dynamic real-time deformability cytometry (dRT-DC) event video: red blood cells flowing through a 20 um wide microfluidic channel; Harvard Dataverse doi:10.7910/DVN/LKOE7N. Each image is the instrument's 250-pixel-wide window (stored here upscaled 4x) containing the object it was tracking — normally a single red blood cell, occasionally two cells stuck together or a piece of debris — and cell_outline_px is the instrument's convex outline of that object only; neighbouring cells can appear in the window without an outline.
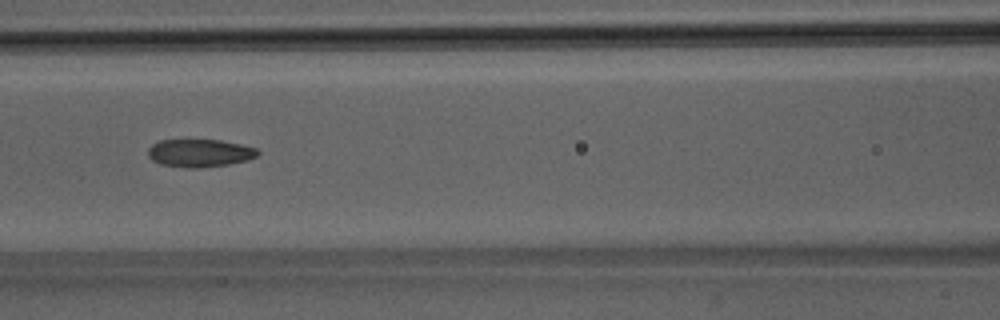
{"species": "Egyptian fruit bat (a non-hibernating species)", "species_latin": "Rousettus aegyptiacus", "temperature_condition": "room temperature", "stored_images_in_passage": 51, "camera_frame_rate_fps": 3000, "um_per_image_px": 0.085, "animal": {"sex": "male"}, "frame": {"image": 1, "passage_image": 23, "time_ms": 7.333, "image_size_px": [1000, 320], "cell_outline_px": [[260, 152], [256, 156], [248, 160], [228, 164], [196, 168], [188, 168], [160, 164], [152, 160], [148, 156], [148, 148], [152, 144], [160, 140], [220, 140], [240, 144], [256, 148]], "centroid_in_image_um": [16.96, 13.01], "position_along_channel_um": 149.6, "area_um2": 17.74}}
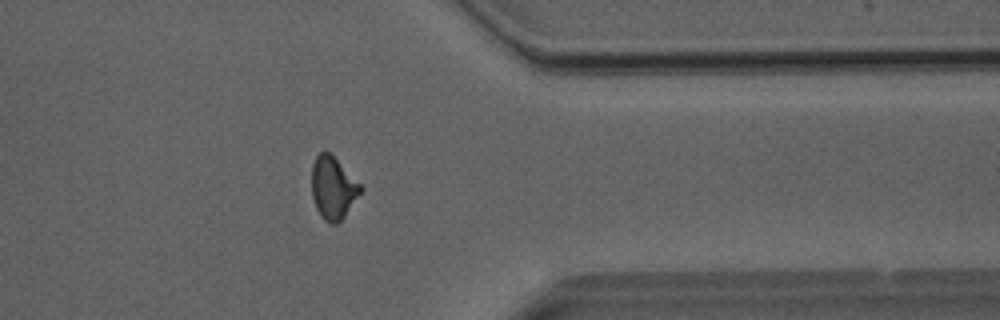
{"frame": {"image": 2, "passage_image": 41, "time_ms": 13.333, "image_size_px": [1000, 320], "cell_outline_px": [[364, 188], [344, 216], [336, 224], [332, 224], [324, 220], [320, 216], [316, 208], [312, 196], [312, 164], [316, 156], [324, 148], [332, 152]], "centroid_in_image_um": [28.3, 15.91], "position_along_channel_um": 383.1, "area_um2": 18.09}}
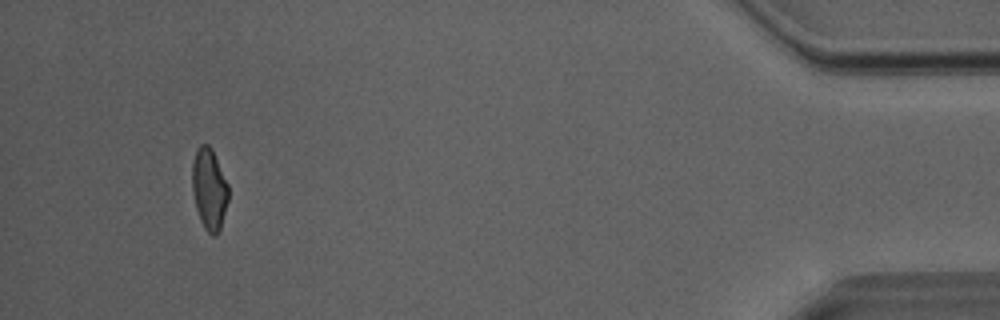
{"frame": {"image": 3, "passage_image": 48, "time_ms": 15.667, "image_size_px": [1000, 320], "cell_outline_px": [[228, 200], [220, 228], [216, 236], [212, 236], [204, 228], [200, 220], [196, 208], [192, 188], [192, 164], [196, 148], [200, 144], [208, 144], [212, 148], [228, 184]], "centroid_in_image_um": [17.77, 16.05], "position_along_channel_um": 417.4, "area_um2": 17.22}, "authors_computed_cell_mechanics": {"area_um2": 18.207, "velocity_mm_per_s": 4.0627, "shape_relaxation_time_tau1_ms": null, "shape_relaxation_time_tau2_ms": 2.2224, "deformation_change_tau1": null, "deformation_change_tau2": 0.0919}}